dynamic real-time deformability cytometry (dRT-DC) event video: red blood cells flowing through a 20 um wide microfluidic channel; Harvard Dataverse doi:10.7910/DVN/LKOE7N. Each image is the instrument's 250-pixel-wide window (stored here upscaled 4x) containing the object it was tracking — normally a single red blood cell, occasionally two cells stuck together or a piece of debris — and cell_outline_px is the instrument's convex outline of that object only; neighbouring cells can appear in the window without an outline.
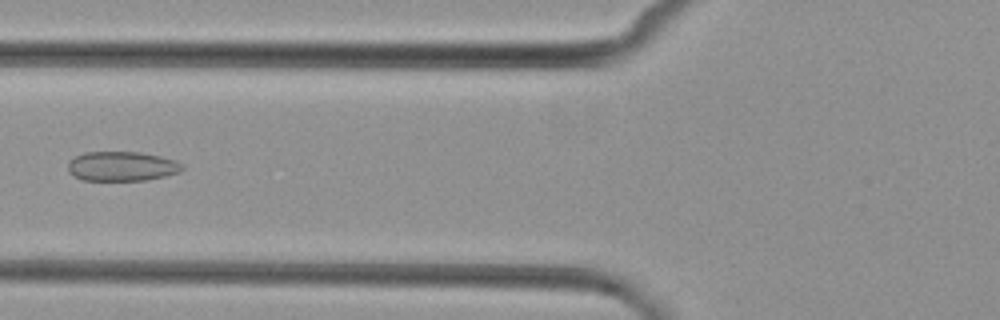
{"species": "common noctule bat (a hibernating species)", "species_latin": "Nyctalus noctula", "temperature_condition": "cold", "stored_images_in_passage": 6, "camera_frame_rate_fps": 3000, "um_per_image_px": 0.085, "animal": {"sex": "female", "body_mass_g": 29.2, "forearm_length_mm": 56.3}, "frame": {"image": 1, "passage_image": 6, "time_ms": 6.0, "image_size_px": [1000, 320], "cell_outline_px": [[184, 168], [180, 172], [148, 180], [84, 180], [72, 176], [68, 172], [68, 160], [84, 152], [140, 152], [160, 156], [176, 160], [184, 164]], "centroid_in_image_um": [10.36, 14.13], "position_along_channel_um": 115.4, "area_um2": 19.88}}